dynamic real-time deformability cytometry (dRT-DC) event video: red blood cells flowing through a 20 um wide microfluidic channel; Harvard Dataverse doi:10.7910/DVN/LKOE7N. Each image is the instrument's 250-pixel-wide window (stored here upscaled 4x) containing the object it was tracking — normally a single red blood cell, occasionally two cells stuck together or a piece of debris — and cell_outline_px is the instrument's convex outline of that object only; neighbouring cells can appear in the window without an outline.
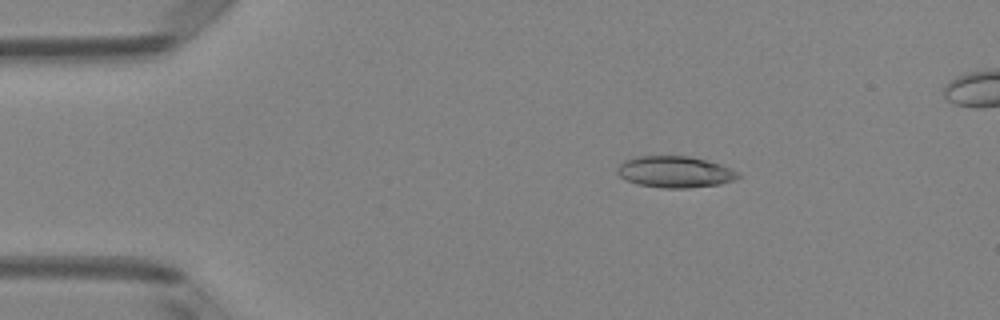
{"species": "Egyptian fruit bat (a non-hibernating species)", "species_latin": "Rousettus aegyptiacus", "temperature_condition": "room temperature", "stored_images_in_passage": 47, "camera_frame_rate_fps": 3000, "um_per_image_px": 0.085, "animal": {"sex": "female"}, "frame": {"image": 1, "passage_image": 6, "time_ms": 1.667, "image_size_px": [1000, 320], "cell_outline_px": [[740, 176], [732, 180], [720, 184], [688, 188], [664, 188], [636, 184], [620, 176], [616, 172], [616, 168], [624, 160], [636, 156], [688, 156], [708, 160], [720, 164], [740, 172]], "centroid_in_image_um": [57.36, 14.6], "position_along_channel_um": 27.6, "area_um2": 22.2}}
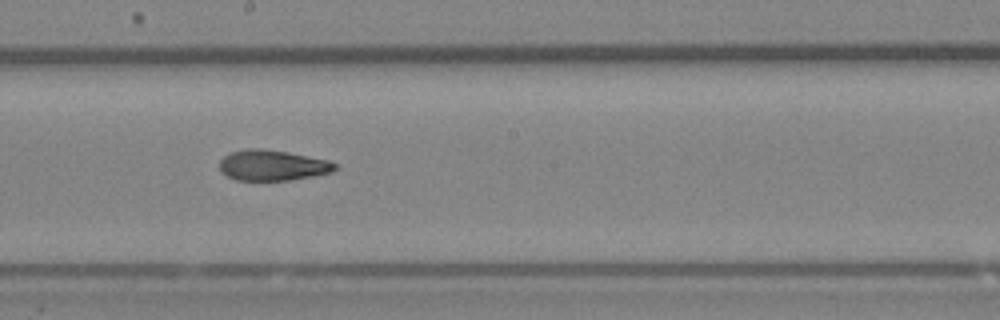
{"frame": {"image": 2, "passage_image": 25, "time_ms": 8.0, "image_size_px": [1000, 320], "cell_outline_px": [[336, 168], [332, 172], [312, 176], [288, 180], [236, 180], [220, 172], [220, 160], [224, 156], [232, 152], [244, 148], [260, 148], [288, 152], [328, 160], [336, 164]], "centroid_in_image_um": [23.13, 14.04], "position_along_channel_um": 225.1, "area_um2": 20.52}}
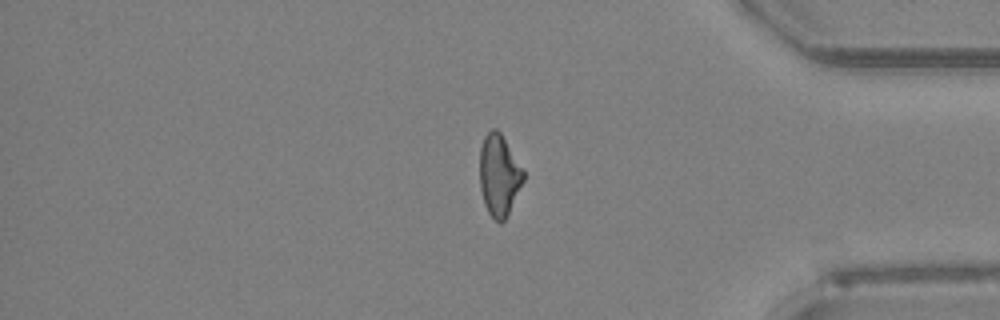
{"frame": {"image": 3, "passage_image": 39, "time_ms": 12.667, "image_size_px": [1000, 320], "cell_outline_px": [[524, 180], [504, 220], [500, 224], [488, 212], [484, 204], [480, 188], [480, 148], [484, 136], [492, 128], [496, 128], [500, 132], [524, 172]], "centroid_in_image_um": [42.4, 14.88], "position_along_channel_um": 392.8, "area_um2": 20.35}, "authors_computed_cell_mechanics": {"area_um2": 21.5594, "velocity_mm_per_s": 4.0891, "shape_relaxation_time_tau1_ms": 6.1858, "shape_relaxation_time_tau2_ms": 2.638, "deformation_change_tau1": 0.1731, "deformation_change_tau2": 0.0988}}